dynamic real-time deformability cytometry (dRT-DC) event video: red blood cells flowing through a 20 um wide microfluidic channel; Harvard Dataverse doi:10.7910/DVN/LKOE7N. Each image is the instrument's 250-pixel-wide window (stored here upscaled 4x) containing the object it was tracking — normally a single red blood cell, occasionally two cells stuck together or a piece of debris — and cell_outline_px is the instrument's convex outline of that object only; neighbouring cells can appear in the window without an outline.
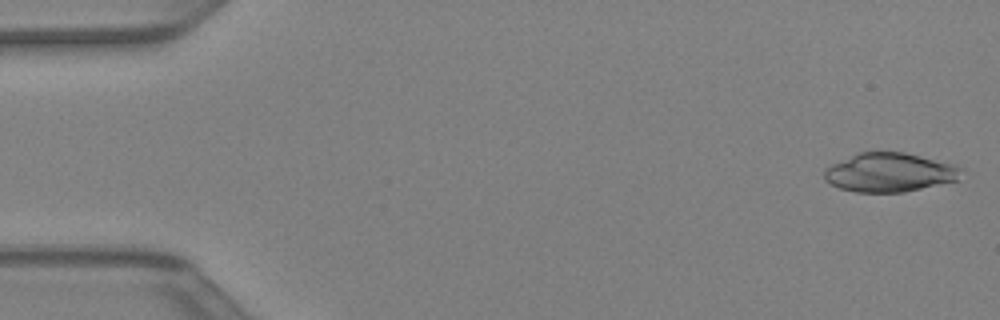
{"species": "Egyptian fruit bat (a non-hibernating species)", "species_latin": "Rousettus aegyptiacus", "temperature_condition": "warm", "stored_images_in_passage": 23, "camera_frame_rate_fps": 3000, "um_per_image_px": 0.085, "animal": {"sex": "female"}, "frame": {"image": 1, "passage_image": 1, "time_ms": 0.0, "image_size_px": [1000, 320], "cell_outline_px": [[964, 168], [960, 180], [904, 192], [856, 192], [840, 188], [824, 180], [824, 172], [832, 164], [860, 152], [904, 152], [956, 164]], "centroid_in_image_um": [75.69, 14.66], "position_along_channel_um": 9.3, "area_um2": 31.15}}